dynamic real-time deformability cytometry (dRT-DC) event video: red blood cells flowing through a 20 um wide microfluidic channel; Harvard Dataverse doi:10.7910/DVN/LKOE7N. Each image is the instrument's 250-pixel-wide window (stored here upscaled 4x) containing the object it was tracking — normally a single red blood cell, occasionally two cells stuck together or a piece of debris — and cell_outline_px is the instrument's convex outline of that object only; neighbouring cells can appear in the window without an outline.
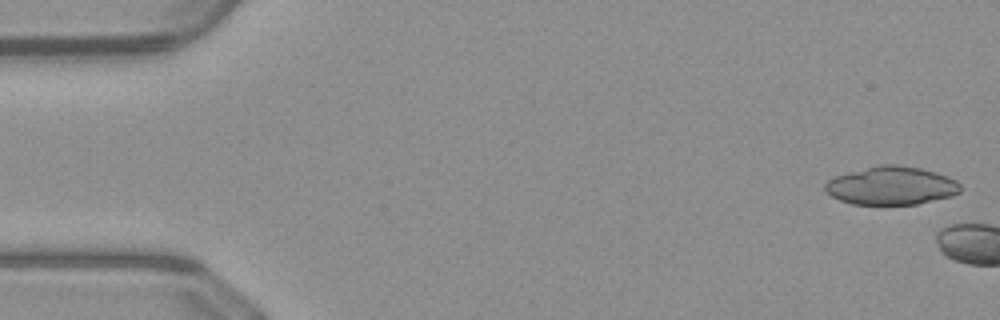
{"species": "common noctule bat (a hibernating species)", "species_latin": "Nyctalus noctula", "temperature_condition": "warm", "stored_images_in_passage": 5, "camera_frame_rate_fps": 3000, "um_per_image_px": 0.085, "animal": {"sex": "male", "body_mass_g": 23.1, "forearm_length_mm": 52.7}, "frame": {"image": 1, "passage_image": 2, "time_ms": 0.333, "image_size_px": [1000, 320], "cell_outline_px": [[960, 192], [952, 196], [916, 204], [852, 204], [840, 200], [832, 196], [824, 188], [824, 184], [828, 180], [836, 176], [848, 172], [880, 164], [896, 164], [920, 168], [956, 180], [960, 184]], "centroid_in_image_um": [75.74, 15.78], "position_along_channel_um": 9.3, "area_um2": 29.88}}